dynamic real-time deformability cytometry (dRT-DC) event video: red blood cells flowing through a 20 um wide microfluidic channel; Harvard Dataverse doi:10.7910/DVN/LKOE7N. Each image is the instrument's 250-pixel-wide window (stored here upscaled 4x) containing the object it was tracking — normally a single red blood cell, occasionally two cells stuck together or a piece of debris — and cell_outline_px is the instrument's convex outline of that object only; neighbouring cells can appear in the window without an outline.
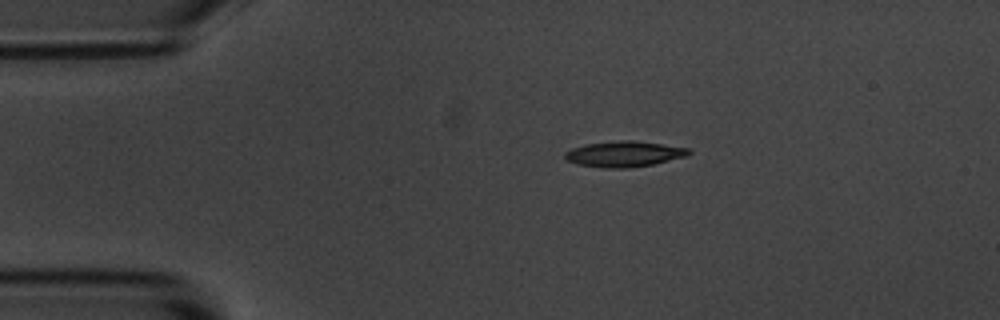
{"species": "common noctule bat (a hibernating species)", "species_latin": "Nyctalus noctula", "temperature_condition": "room temperature", "stored_images_in_passage": 5, "camera_frame_rate_fps": 3000, "um_per_image_px": 0.085, "animal": {"sex": "male", "body_mass_g": 20.1, "forearm_length_mm": 53.5}, "frame": {"image": 1, "passage_image": 1, "time_ms": 0.0, "image_size_px": [1000, 320], "cell_outline_px": [[692, 152], [684, 156], [652, 164], [628, 168], [608, 168], [576, 164], [564, 160], [564, 152], [572, 148], [584, 144], [624, 140], [632, 140], [688, 148]], "centroid_in_image_um": [52.96, 13.09], "position_along_channel_um": 32.0, "area_um2": 18.32}}
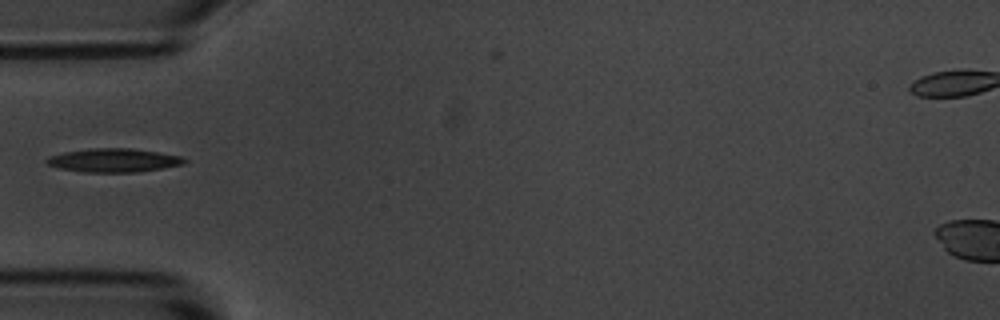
{"frame": {"image": 2, "passage_image": 3, "time_ms": 0.667, "image_size_px": [1000, 320], "cell_outline_px": [[188, 160], [184, 164], [136, 172], [84, 172], [60, 168], [48, 164], [44, 160], [48, 156], [64, 152], [92, 148], [128, 148], [156, 152], [180, 156]], "centroid_in_image_um": [9.63, 13.62], "position_along_channel_um": 75.4, "area_um2": 18.73}}